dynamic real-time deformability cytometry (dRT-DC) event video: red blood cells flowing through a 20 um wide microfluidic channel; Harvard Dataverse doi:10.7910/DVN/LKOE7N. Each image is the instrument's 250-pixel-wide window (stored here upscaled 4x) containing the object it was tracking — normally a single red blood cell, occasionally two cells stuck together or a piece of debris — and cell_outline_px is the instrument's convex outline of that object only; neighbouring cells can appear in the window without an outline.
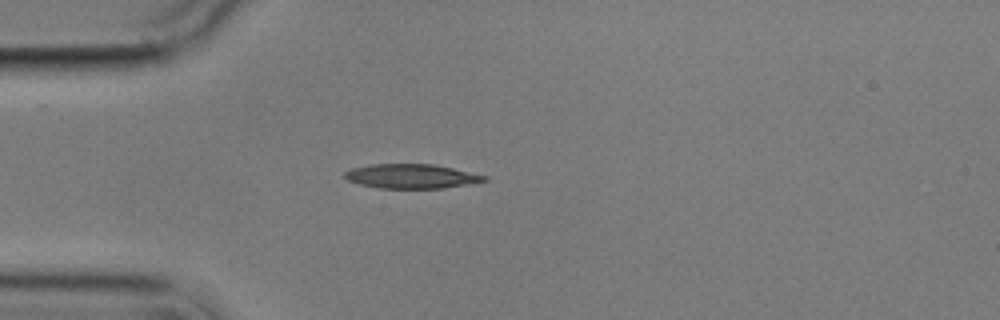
{"species": "common noctule bat (a hibernating species)", "species_latin": "Nyctalus noctula", "temperature_condition": "cold", "stored_images_in_passage": 1, "camera_frame_rate_fps": 3000, "um_per_image_px": 0.085, "animal": {"sex": "male", "body_mass_g": 17.9}, "frame": {"image": 1, "passage_image": 1, "time_ms": 0.0, "image_size_px": [1000, 320], "cell_outline_px": [[488, 180], [440, 188], [380, 188], [360, 184], [348, 180], [344, 176], [344, 172], [352, 168], [368, 164], [432, 164], [452, 168], [488, 176]], "centroid_in_image_um": [34.92, 14.97], "position_along_channel_um": 50.1, "area_um2": 19.54}}